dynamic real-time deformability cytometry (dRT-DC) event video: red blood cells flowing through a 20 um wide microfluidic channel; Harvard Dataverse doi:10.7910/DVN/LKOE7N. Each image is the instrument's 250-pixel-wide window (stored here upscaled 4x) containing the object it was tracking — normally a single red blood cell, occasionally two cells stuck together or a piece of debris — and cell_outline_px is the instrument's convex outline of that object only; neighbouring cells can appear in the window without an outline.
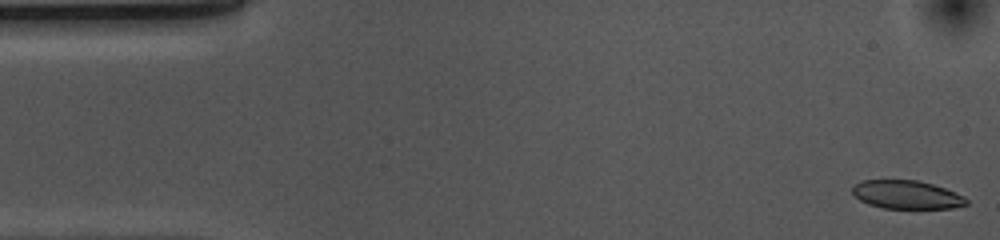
{"species": "common noctule bat (a hibernating species)", "species_latin": "Nyctalus noctula", "temperature_condition": "cold", "stored_images_in_passage": 53, "camera_frame_rate_fps": 3000, "um_per_image_px": 0.085, "animal": {"sex": "female", "body_mass_g": 10.0, "forearm_length_mm": 53.1}, "frame": {"image": 1, "passage_image": 1, "time_ms": 0.0, "image_size_px": [1000, 240], "cell_outline_px": [[968, 204], [952, 208], [884, 208], [868, 204], [860, 200], [852, 192], [852, 184], [860, 180], [916, 180], [932, 184], [956, 192], [964, 196], [968, 200]], "centroid_in_image_um": [77.05, 16.54], "position_along_channel_um": 8.0, "area_um2": 18.9}}
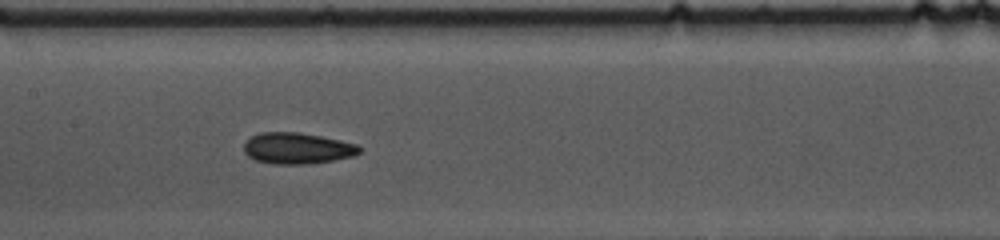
{"frame": {"image": 2, "passage_image": 24, "time_ms": 7.667, "image_size_px": [1000, 240], "cell_outline_px": [[360, 152], [356, 156], [332, 160], [304, 164], [276, 164], [256, 160], [248, 156], [244, 152], [244, 144], [252, 136], [260, 132], [300, 132], [360, 144]], "centroid_in_image_um": [25.29, 12.6], "position_along_channel_um": 182.1, "area_um2": 20.98}}
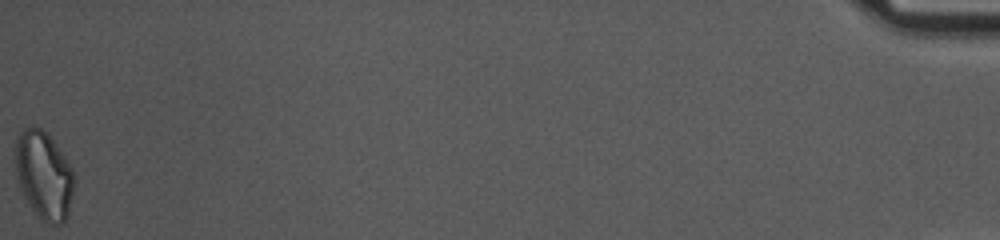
{"frame": {"image": 3, "passage_image": 53, "time_ms": 17.333, "image_size_px": [1000, 240], "cell_outline_px": [[76, 180], [68, 216], [60, 224], [48, 224], [40, 220], [32, 208], [20, 188], [16, 172], [16, 140], [20, 132], [24, 128], [32, 124], [40, 128], [52, 140], [68, 160], [76, 176]], "centroid_in_image_um": [3.77, 14.91], "position_along_channel_um": 431.4, "area_um2": 30.23}, "authors_computed_cell_mechanics": {"area_um2": 20.9814, "velocity_mm_per_s": 3.6815, "shape_relaxation_time_tau1_ms": 5.0112, "shape_relaxation_time_tau2_ms": 5.0584, "deformation_change_tau1": 0.1226, "deformation_change_tau2": 0.1101}}